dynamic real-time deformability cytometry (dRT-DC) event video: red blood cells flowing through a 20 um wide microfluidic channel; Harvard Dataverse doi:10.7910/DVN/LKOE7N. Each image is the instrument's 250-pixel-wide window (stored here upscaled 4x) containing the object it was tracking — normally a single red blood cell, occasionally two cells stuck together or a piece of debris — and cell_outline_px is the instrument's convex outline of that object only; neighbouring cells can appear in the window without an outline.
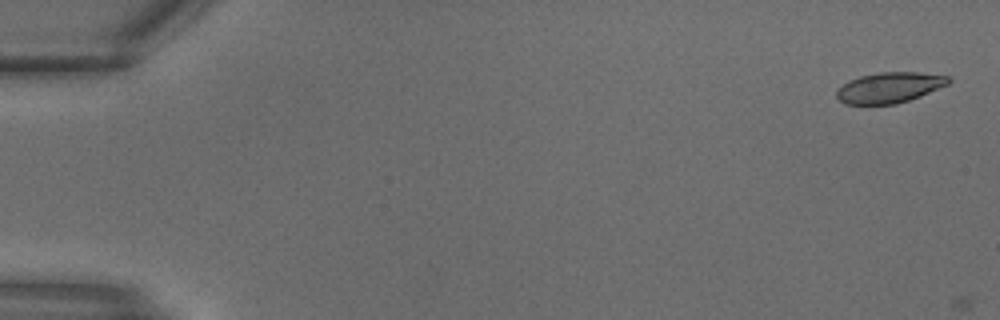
{"species": "common noctule bat (a hibernating species)", "species_latin": "Nyctalus noctula", "temperature_condition": "warm", "stored_images_in_passage": 2, "camera_frame_rate_fps": 3000, "um_per_image_px": 0.085, "animal": {"sex": "male", "body_mass_g": 18.8}, "frame": {"image": 1, "passage_image": 1, "time_ms": 0.0, "image_size_px": [1000, 320], "cell_outline_px": [[952, 80], [948, 84], [920, 96], [896, 104], [844, 104], [836, 96], [836, 92], [848, 80], [860, 76], [880, 72], [920, 72], [948, 76]], "centroid_in_image_um": [75.61, 7.44], "position_along_channel_um": 9.4, "area_um2": 19.83}}